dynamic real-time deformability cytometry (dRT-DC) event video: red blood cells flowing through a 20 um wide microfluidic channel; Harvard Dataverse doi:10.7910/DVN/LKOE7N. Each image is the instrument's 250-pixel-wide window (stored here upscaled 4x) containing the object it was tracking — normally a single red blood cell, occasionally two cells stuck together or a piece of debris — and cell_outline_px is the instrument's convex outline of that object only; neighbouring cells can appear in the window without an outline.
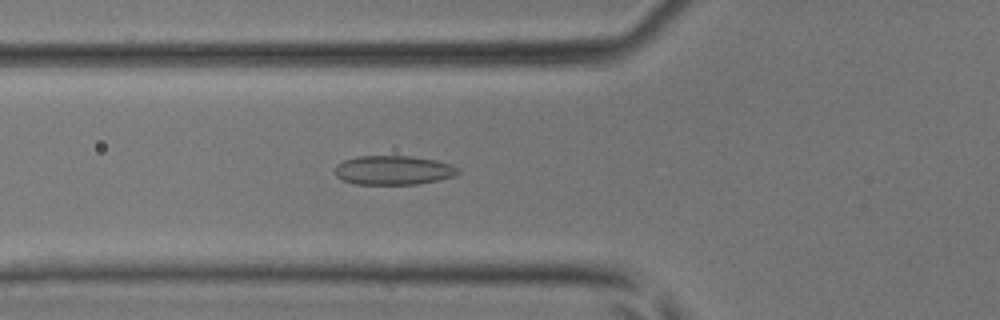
{"species": "common noctule bat (a hibernating species)", "species_latin": "Nyctalus noctula", "temperature_condition": "room temperature", "stored_images_in_passage": 33, "camera_frame_rate_fps": 3000, "um_per_image_px": 0.085, "animal": {"sex": "male", "body_mass_g": 17.9, "forearm_length_mm": 54.2}, "frame": {"image": 1, "passage_image": 10, "time_ms": 3.0, "image_size_px": [1000, 320], "cell_outline_px": [[460, 172], [456, 176], [416, 184], [356, 184], [344, 180], [336, 176], [336, 164], [344, 160], [356, 156], [412, 156], [436, 160], [452, 164], [460, 168]], "centroid_in_image_um": [33.47, 14.46], "position_along_channel_um": 92.3, "area_um2": 20.98}}
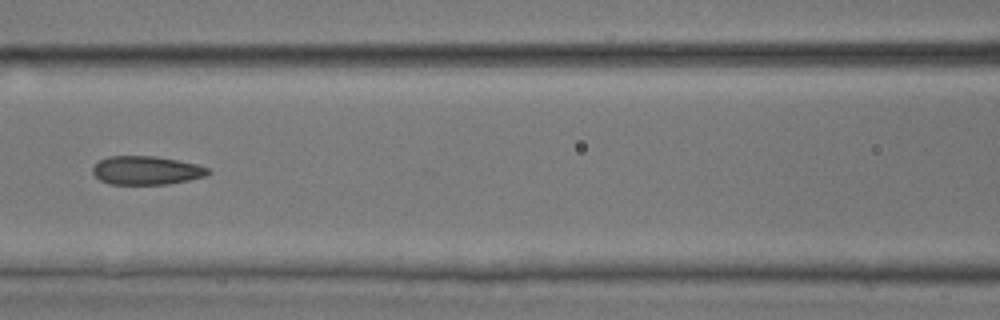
{"frame": {"image": 2, "passage_image": 14, "time_ms": 4.333, "image_size_px": [1000, 320], "cell_outline_px": [[212, 172], [204, 176], [188, 180], [168, 184], [108, 184], [100, 180], [92, 172], [92, 168], [100, 160], [108, 156], [156, 156], [196, 164], [208, 168]], "centroid_in_image_um": [12.43, 14.48], "position_along_channel_um": 154.2, "area_um2": 19.13}}
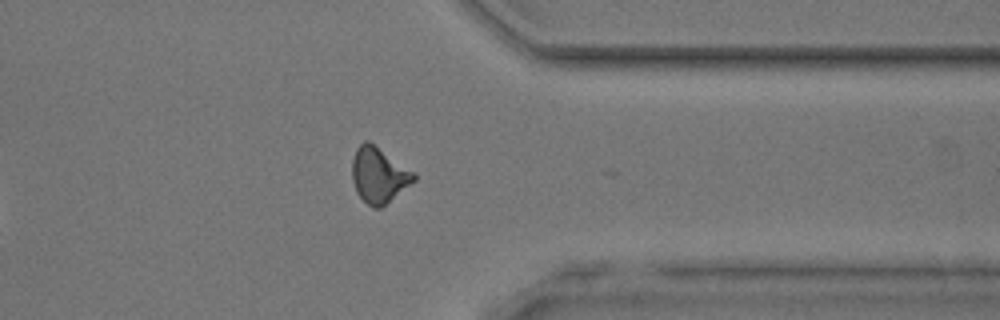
{"frame": {"image": 3, "passage_image": 29, "time_ms": 9.333, "image_size_px": [1000, 320], "cell_outline_px": [[416, 180], [380, 208], [372, 208], [356, 192], [352, 180], [352, 160], [356, 148], [364, 140], [368, 140], [416, 172]], "centroid_in_image_um": [32.2, 14.86], "position_along_channel_um": 379.2, "area_um2": 20.06}}